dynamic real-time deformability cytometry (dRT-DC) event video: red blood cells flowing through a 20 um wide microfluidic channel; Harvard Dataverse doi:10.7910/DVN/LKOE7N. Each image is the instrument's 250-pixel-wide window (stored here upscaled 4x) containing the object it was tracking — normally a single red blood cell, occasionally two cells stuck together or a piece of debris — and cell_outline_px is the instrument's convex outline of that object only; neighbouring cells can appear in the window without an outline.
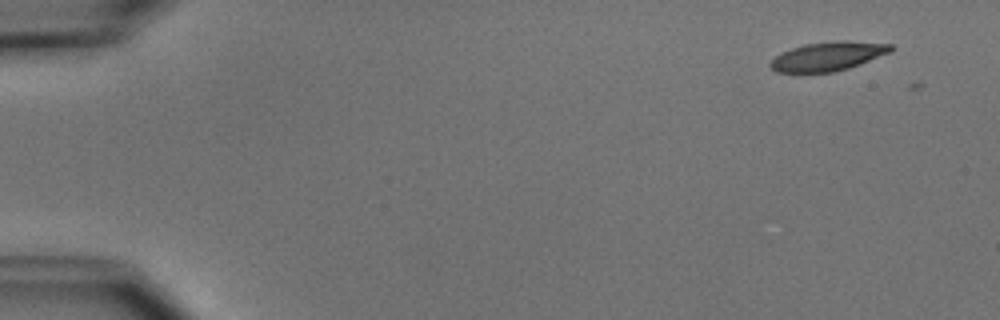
{"species": "common noctule bat (a hibernating species)", "species_latin": "Nyctalus noctula", "temperature_condition": "cold", "stored_images_in_passage": 6, "segment_of_instrument_passage": [1, 2], "camera_frame_rate_fps": 3000, "um_per_image_px": 0.085, "animal": {"sex": "male", "body_mass_g": 15.6}, "frame": {"image": 1, "passage_image": 1, "time_ms": 0.0, "image_size_px": [1000, 320], "cell_outline_px": [[892, 52], [860, 64], [848, 68], [832, 72], [776, 72], [768, 64], [776, 56], [792, 48], [804, 44], [836, 40], [848, 40], [892, 44]], "centroid_in_image_um": [70.42, 4.77], "position_along_channel_um": 14.6, "area_um2": 20.29}}